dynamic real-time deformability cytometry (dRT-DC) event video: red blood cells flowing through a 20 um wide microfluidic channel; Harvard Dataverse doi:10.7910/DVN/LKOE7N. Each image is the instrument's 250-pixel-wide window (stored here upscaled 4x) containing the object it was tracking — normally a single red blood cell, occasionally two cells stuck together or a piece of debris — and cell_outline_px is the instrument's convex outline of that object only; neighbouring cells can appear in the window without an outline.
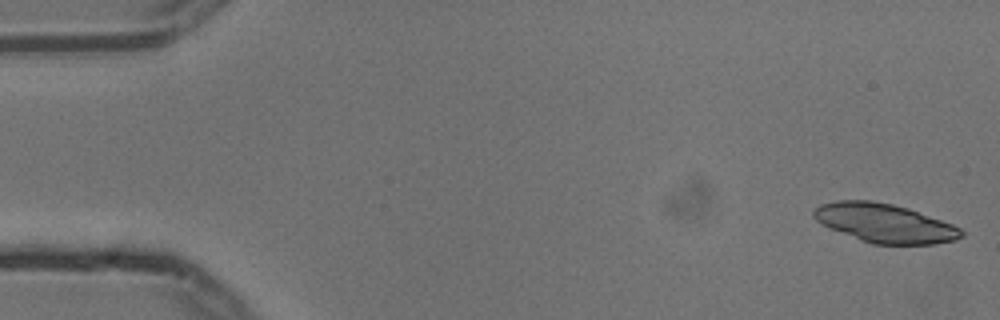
{"species": "common noctule bat (a hibernating species)", "species_latin": "Nyctalus noctula", "temperature_condition": "cold", "stored_images_in_passage": 12, "camera_frame_rate_fps": 3000, "um_per_image_px": 0.085, "animal": {"sex": "male", "body_mass_g": 13.3}, "frame": {"image": 1, "passage_image": 1, "time_ms": 0.0, "image_size_px": [1000, 320], "cell_outline_px": [[964, 236], [956, 240], [936, 244], [872, 244], [860, 240], [820, 224], [812, 216], [812, 212], [820, 204], [836, 200], [872, 200], [892, 204], [908, 208], [952, 224], [960, 228], [964, 232]], "centroid_in_image_um": [75.19, 18.96], "position_along_channel_um": 9.8, "area_um2": 33.52}}